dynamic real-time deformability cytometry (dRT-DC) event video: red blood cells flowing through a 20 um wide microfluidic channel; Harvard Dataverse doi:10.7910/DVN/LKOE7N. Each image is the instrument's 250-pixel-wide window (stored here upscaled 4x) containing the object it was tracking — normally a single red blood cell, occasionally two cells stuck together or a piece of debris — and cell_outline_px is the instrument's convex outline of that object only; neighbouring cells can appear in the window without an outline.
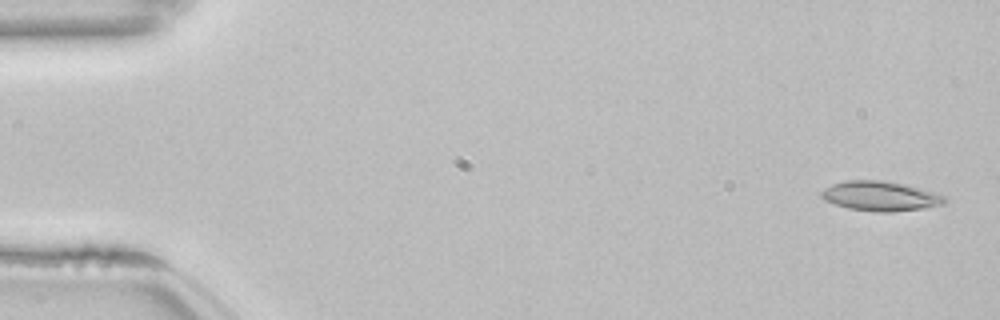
{"species": "common noctule bat (a hibernating species)", "species_latin": "Nyctalus noctula", "temperature_condition": "room temperature", "stored_images_in_passage": 49, "camera_frame_rate_fps": 3000, "um_per_image_px": 0.085, "animal": {"sex": "female", "body_mass_g": 22.7, "forearm_length_mm": 54.2}, "frame": {"image": 1, "passage_image": 2, "time_ms": 0.333, "image_size_px": [1000, 320], "cell_outline_px": [[948, 200], [944, 204], [924, 208], [892, 212], [876, 212], [848, 208], [824, 200], [820, 196], [820, 192], [824, 188], [832, 184], [848, 180], [880, 180], [904, 184], [932, 192], [944, 196]], "centroid_in_image_um": [74.81, 16.67], "position_along_channel_um": 10.2, "area_um2": 21.21}}
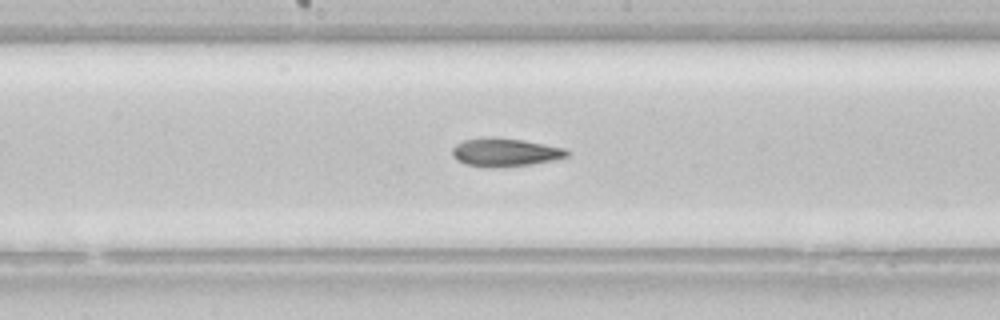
{"frame": {"image": 2, "passage_image": 28, "time_ms": 9.0, "image_size_px": [1000, 320], "cell_outline_px": [[568, 156], [552, 160], [532, 164], [492, 168], [464, 164], [456, 160], [452, 156], [452, 148], [456, 144], [464, 140], [524, 140], [564, 148], [568, 152]], "centroid_in_image_um": [42.92, 13.0], "position_along_channel_um": 205.3, "area_um2": 18.09}}
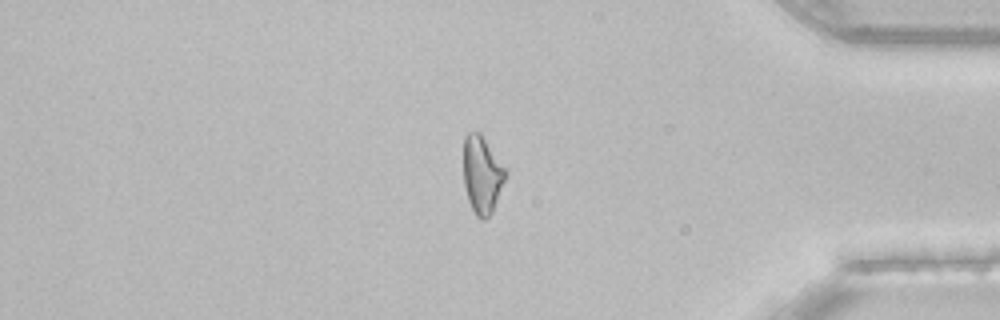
{"frame": {"image": 3, "passage_image": 45, "time_ms": 14.667, "image_size_px": [1000, 320], "cell_outline_px": [[508, 172], [492, 212], [484, 220], [480, 220], [476, 216], [468, 200], [464, 184], [464, 136], [468, 132], [480, 132], [508, 168]], "centroid_in_image_um": [41.0, 14.82], "position_along_channel_um": 394.2, "area_um2": 19.25}, "authors_computed_cell_mechanics": {"area_um2": 19.1318, "velocity_mm_per_s": 3.8515, "shape_relaxation_time_tau1_ms": null, "shape_relaxation_time_tau2_ms": 5.6328, "deformation_change_tau1": null, "deformation_change_tau2": 0.1534}}